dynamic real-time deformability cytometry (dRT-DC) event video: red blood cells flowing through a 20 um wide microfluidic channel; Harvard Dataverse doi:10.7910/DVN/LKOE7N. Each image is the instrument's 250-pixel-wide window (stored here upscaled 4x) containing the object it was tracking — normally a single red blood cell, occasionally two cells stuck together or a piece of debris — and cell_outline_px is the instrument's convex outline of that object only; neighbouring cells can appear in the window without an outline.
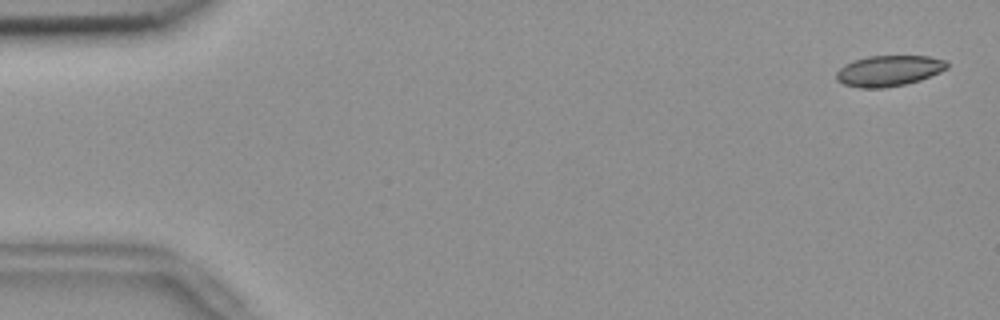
{"species": "common noctule bat (a hibernating species)", "species_latin": "Nyctalus noctula", "temperature_condition": "room temperature", "stored_images_in_passage": 53, "camera_frame_rate_fps": 3000, "um_per_image_px": 0.085, "animal": {"sex": "female", "body_mass_g": 18.4}, "frame": {"image": 1, "passage_image": 2, "time_ms": 0.333, "image_size_px": [1000, 320], "cell_outline_px": [[948, 68], [940, 72], [920, 80], [904, 84], [884, 88], [860, 88], [844, 84], [836, 80], [836, 72], [844, 64], [868, 56], [928, 56], [948, 60]], "centroid_in_image_um": [75.56, 6.01], "position_along_channel_um": 9.4, "area_um2": 19.88}}
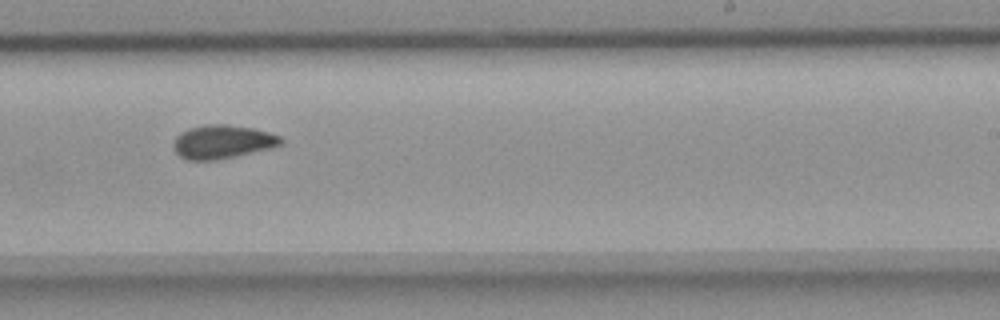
{"frame": {"image": 2, "passage_image": 34, "time_ms": 11.0, "image_size_px": [1000, 320], "cell_outline_px": [[284, 140], [280, 144], [268, 148], [232, 156], [212, 160], [188, 160], [180, 156], [176, 152], [172, 144], [176, 136], [180, 132], [188, 128], [208, 124], [224, 124], [252, 128], [268, 132], [280, 136]], "centroid_in_image_um": [18.85, 12.03], "position_along_channel_um": 270.2, "area_um2": 20.63}}
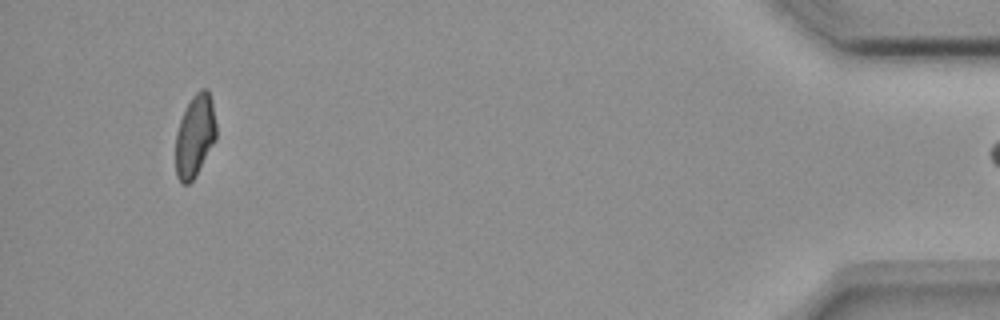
{"frame": {"image": 3, "passage_image": 52, "time_ms": 17.0, "image_size_px": [1000, 320], "cell_outline_px": [[216, 140], [196, 176], [188, 184], [180, 184], [176, 176], [176, 132], [180, 120], [192, 96], [200, 88], [208, 88], [212, 100], [216, 124]], "centroid_in_image_um": [16.58, 11.55], "position_along_channel_um": 418.6, "area_um2": 19.71}}